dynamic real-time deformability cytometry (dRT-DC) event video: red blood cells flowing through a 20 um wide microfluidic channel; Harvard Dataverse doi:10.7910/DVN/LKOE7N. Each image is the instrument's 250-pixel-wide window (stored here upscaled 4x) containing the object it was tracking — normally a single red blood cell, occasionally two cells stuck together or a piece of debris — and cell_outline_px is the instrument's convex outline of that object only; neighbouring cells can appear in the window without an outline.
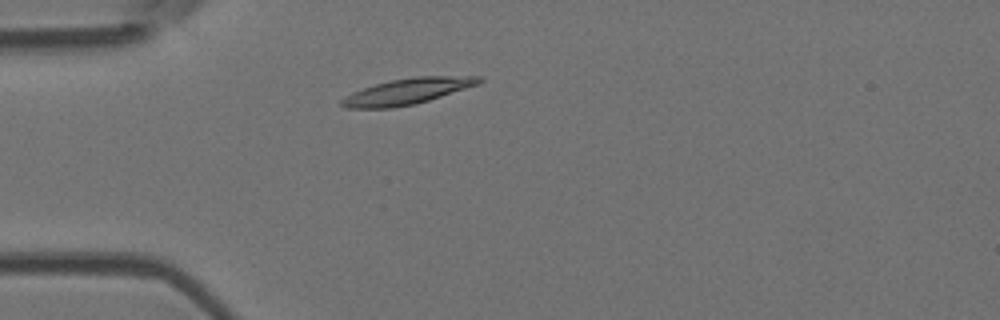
{"species": "Egyptian fruit bat (a non-hibernating species)", "species_latin": "Rousettus aegyptiacus", "temperature_condition": "room temperature", "stored_images_in_passage": 3, "camera_frame_rate_fps": 3000, "um_per_image_px": 0.085, "animal": {"sex": "female"}, "frame": {"image": 1, "passage_image": 3, "time_ms": 2.333, "image_size_px": [1000, 320], "cell_outline_px": [[484, 80], [480, 84], [416, 104], [392, 108], [348, 108], [340, 104], [340, 100], [352, 92], [376, 84], [392, 80], [416, 76], [484, 76]], "centroid_in_image_um": [34.68, 7.76], "position_along_channel_um": 50.3, "area_um2": 20.75}}